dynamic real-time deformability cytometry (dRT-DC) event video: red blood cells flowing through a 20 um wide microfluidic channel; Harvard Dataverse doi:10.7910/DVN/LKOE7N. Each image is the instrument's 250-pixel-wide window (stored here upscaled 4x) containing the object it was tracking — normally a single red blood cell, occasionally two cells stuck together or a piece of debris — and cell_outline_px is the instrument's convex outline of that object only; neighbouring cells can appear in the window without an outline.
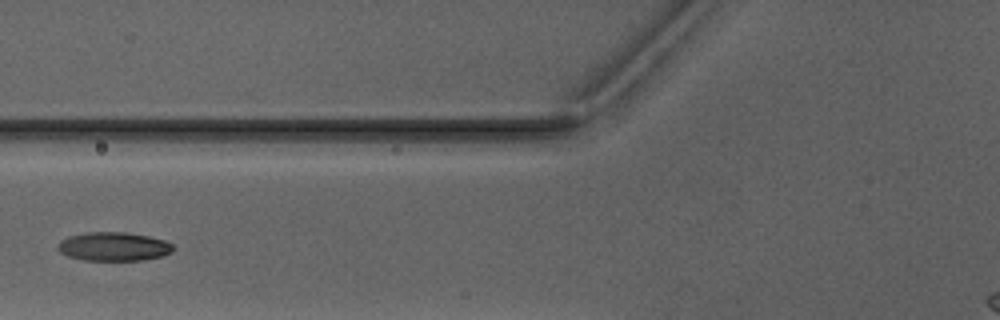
{"species": "Egyptian fruit bat (a non-hibernating species)", "species_latin": "Rousettus aegyptiacus", "temperature_condition": "warm", "stored_images_in_passage": 4, "camera_frame_rate_fps": 3000, "um_per_image_px": 0.085, "animal": {"sex": "male"}, "frame": {"image": 1, "passage_image": 4, "time_ms": 3.667, "image_size_px": [1000, 320], "cell_outline_px": [[176, 248], [172, 252], [164, 256], [144, 260], [84, 260], [68, 256], [60, 252], [56, 248], [56, 244], [60, 240], [68, 236], [88, 232], [128, 232], [148, 236], [164, 240], [172, 244]], "centroid_in_image_um": [9.67, 20.95], "position_along_channel_um": 116.1, "area_um2": 19.59}}